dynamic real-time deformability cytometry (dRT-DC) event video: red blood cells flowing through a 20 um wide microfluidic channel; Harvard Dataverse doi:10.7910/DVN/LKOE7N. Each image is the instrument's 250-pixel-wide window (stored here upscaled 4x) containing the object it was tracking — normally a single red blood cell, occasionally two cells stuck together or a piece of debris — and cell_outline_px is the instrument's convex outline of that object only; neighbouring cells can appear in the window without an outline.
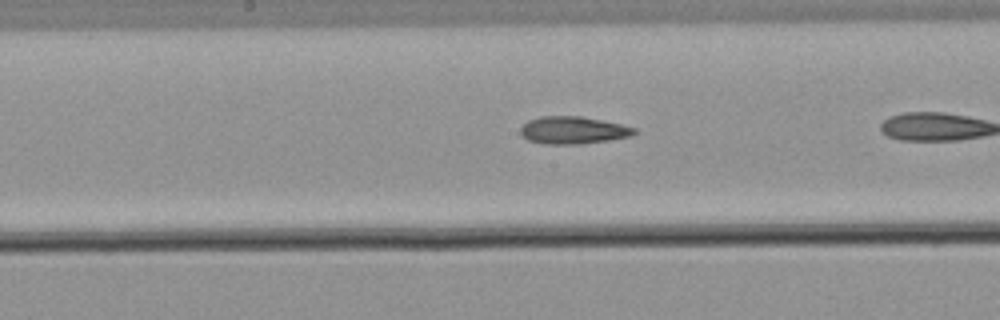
{"species": "common noctule bat (a hibernating species)", "species_latin": "Nyctalus noctula", "temperature_condition": "warm", "stored_images_in_passage": 19, "camera_frame_rate_fps": 3000, "um_per_image_px": 0.085, "animal": {"sex": "male", "body_mass_g": 21.5, "forearm_length_mm": 52.0}, "frame": {"image": 1, "passage_image": 11, "time_ms": 3.333, "image_size_px": [1000, 320], "cell_outline_px": [[636, 132], [632, 136], [608, 140], [580, 144], [544, 144], [528, 140], [520, 132], [520, 128], [528, 120], [540, 116], [580, 116], [620, 124], [636, 128]], "centroid_in_image_um": [48.7, 11.07], "position_along_channel_um": 199.5, "area_um2": 18.09}}